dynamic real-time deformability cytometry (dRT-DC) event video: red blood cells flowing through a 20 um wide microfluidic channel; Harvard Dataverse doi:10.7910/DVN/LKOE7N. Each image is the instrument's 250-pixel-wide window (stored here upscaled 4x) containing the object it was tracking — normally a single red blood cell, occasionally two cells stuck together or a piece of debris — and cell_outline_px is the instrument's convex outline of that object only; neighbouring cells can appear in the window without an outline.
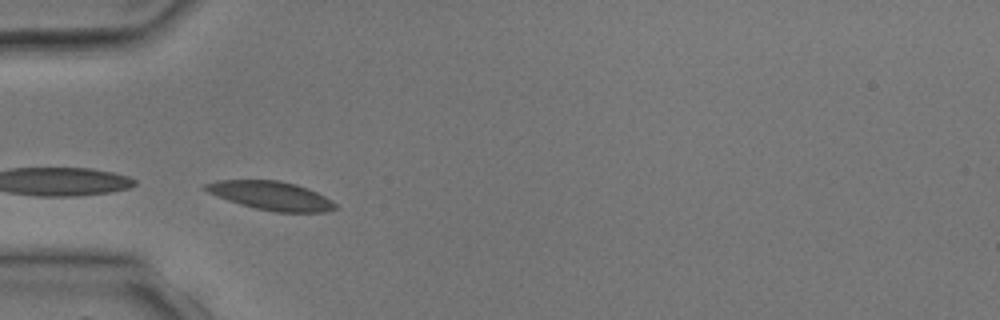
{"species": "common noctule bat (a hibernating species)", "species_latin": "Nyctalus noctula", "temperature_condition": "room temperature", "stored_images_in_passage": 2, "camera_frame_rate_fps": 3000, "um_per_image_px": 0.085, "animal": {"sex": "male", "body_mass_g": 17.9, "forearm_length_mm": 54.2}, "frame": {"image": 1, "passage_image": 2, "time_ms": 1.0, "image_size_px": [1000, 320], "cell_outline_px": [[336, 208], [328, 212], [276, 212], [256, 208], [240, 204], [216, 196], [200, 188], [204, 184], [216, 180], [280, 180], [296, 184], [308, 188], [332, 200], [336, 204]], "centroid_in_image_um": [23.02, 16.62], "position_along_channel_um": 62.0, "area_um2": 21.79}}